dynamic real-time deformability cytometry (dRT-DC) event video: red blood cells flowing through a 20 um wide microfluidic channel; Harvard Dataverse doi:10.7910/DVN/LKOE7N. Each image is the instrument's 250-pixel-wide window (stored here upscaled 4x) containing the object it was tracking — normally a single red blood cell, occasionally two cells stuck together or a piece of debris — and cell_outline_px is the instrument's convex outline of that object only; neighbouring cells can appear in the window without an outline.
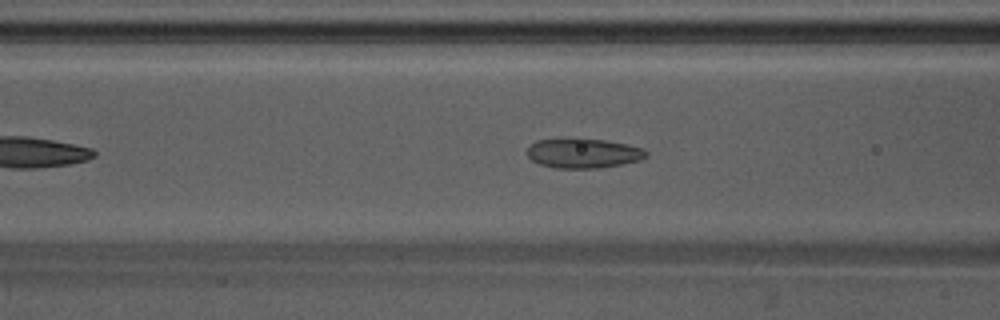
{"species": "Egyptian fruit bat (a non-hibernating species)", "species_latin": "Rousettus aegyptiacus", "temperature_condition": "warm", "stored_images_in_passage": 31, "camera_frame_rate_fps": 3000, "um_per_image_px": 0.085, "animal": {"sex": "male"}, "frame": {"image": 1, "passage_image": 12, "time_ms": 3.667, "image_size_px": [1000, 320], "cell_outline_px": [[648, 156], [640, 160], [600, 168], [556, 168], [540, 164], [532, 160], [524, 152], [536, 140], [604, 140], [644, 148], [648, 152]], "centroid_in_image_um": [49.59, 13.05], "position_along_channel_um": 117.0, "area_um2": 20.11}}
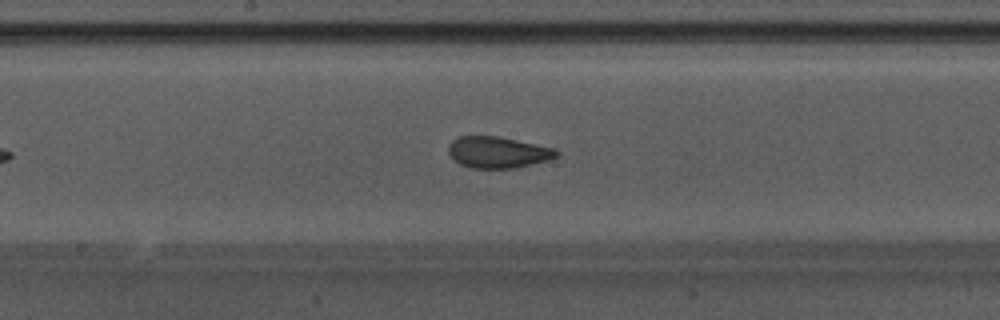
{"frame": {"image": 2, "passage_image": 19, "time_ms": 6.0, "image_size_px": [1000, 320], "cell_outline_px": [[560, 152], [556, 156], [548, 160], [516, 168], [472, 168], [460, 164], [448, 152], [448, 148], [452, 140], [460, 136], [496, 136], [556, 148]], "centroid_in_image_um": [42.34, 12.94], "position_along_channel_um": 205.9, "area_um2": 19.59}}
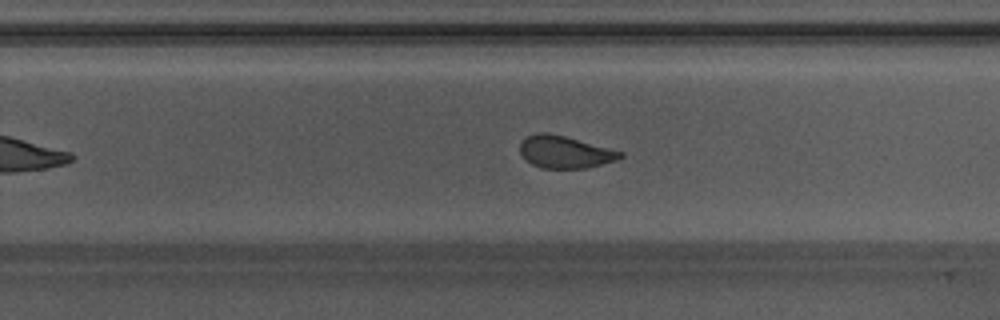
{"frame": {"image": 3, "passage_image": 25, "time_ms": 8.0, "image_size_px": [1000, 320], "cell_outline_px": [[624, 156], [616, 160], [584, 168], [540, 168], [524, 160], [520, 152], [520, 144], [528, 136], [540, 132], [548, 132], [564, 136], [624, 152]], "centroid_in_image_um": [47.99, 12.92], "position_along_channel_um": 281.8, "area_um2": 18.67}}